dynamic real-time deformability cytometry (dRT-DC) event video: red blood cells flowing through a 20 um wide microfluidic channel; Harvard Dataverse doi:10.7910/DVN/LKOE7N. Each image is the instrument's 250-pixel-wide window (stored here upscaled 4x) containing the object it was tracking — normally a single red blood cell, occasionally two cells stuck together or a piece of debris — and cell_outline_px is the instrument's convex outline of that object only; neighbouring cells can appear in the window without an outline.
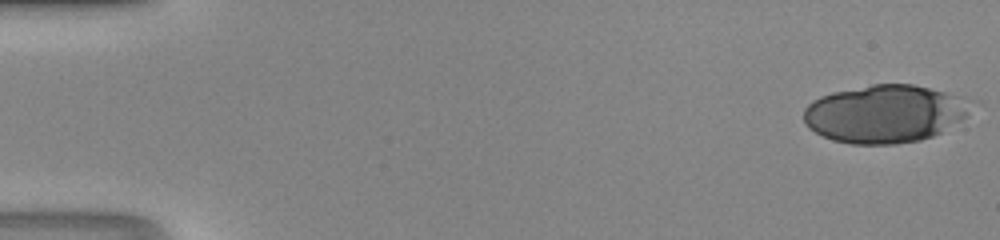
{"species": "human", "species_latin": "Homo sapiens", "temperature_condition": "room temperature", "stored_images_in_passage": 18, "camera_frame_rate_fps": 3000, "um_per_image_px": 0.085, "donor": {"sex": "male"}, "frame": {"image": 1, "passage_image": 1, "time_ms": 0.0, "image_size_px": [1000, 240], "cell_outline_px": [[980, 100], [960, 120], [940, 132], [932, 136], [920, 140], [896, 144], [852, 144], [832, 140], [808, 128], [804, 120], [804, 108], [812, 100], [820, 96], [832, 92], [872, 84], [912, 84]], "centroid_in_image_um": [75.25, 9.65], "position_along_channel_um": 9.8, "area_um2": 56.82}}
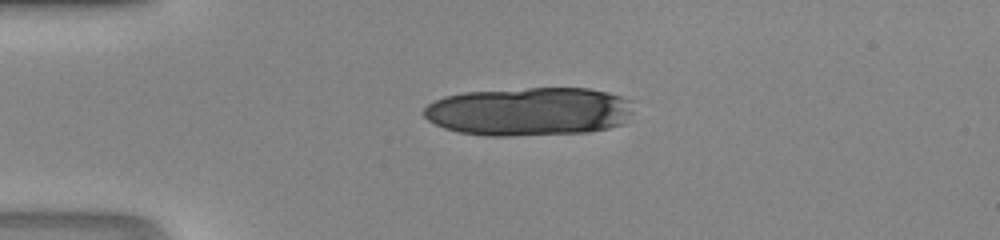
{"frame": {"image": 2, "passage_image": 12, "time_ms": 3.667, "image_size_px": [1000, 240], "cell_outline_px": [[632, 112], [624, 124], [608, 128], [588, 132], [512, 136], [488, 136], [460, 132], [444, 128], [428, 120], [424, 116], [424, 108], [428, 104], [444, 96], [464, 92], [528, 88], [588, 88], [608, 92], [632, 100]], "centroid_in_image_um": [45.0, 9.48], "position_along_channel_um": 40.0, "area_um2": 59.59}}